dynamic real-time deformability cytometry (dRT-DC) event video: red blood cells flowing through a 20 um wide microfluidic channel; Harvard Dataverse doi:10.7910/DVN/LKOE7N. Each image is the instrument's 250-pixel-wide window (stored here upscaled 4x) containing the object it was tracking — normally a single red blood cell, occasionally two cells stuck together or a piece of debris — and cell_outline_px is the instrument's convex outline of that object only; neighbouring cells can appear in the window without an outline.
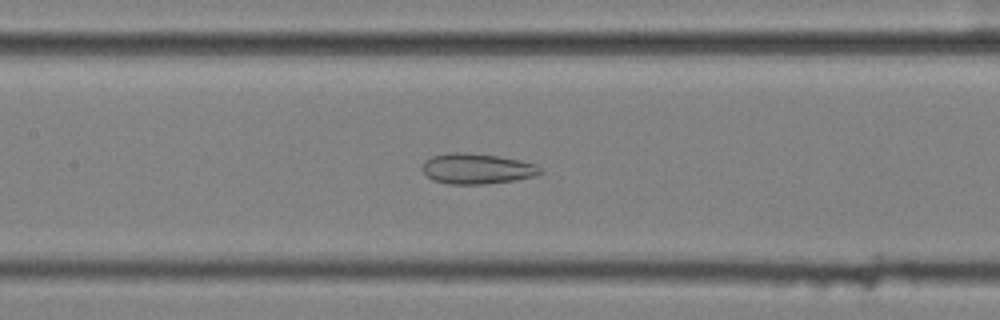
{"species": "common noctule bat (a hibernating species)", "species_latin": "Nyctalus noctula", "temperature_condition": "cold", "stored_images_in_passage": 57, "camera_frame_rate_fps": 3000, "um_per_image_px": 0.085, "animal": {"sex": "female", "body_mass_g": 25.1}, "frame": {"image": 1, "passage_image": 27, "time_ms": 8.667, "image_size_px": [1000, 320], "cell_outline_px": [[544, 172], [536, 176], [516, 180], [484, 184], [448, 184], [432, 180], [420, 168], [424, 160], [432, 156], [448, 152], [460, 152], [496, 156], [520, 160], [536, 164]], "centroid_in_image_um": [40.52, 14.34], "position_along_channel_um": 166.9, "area_um2": 21.1}}
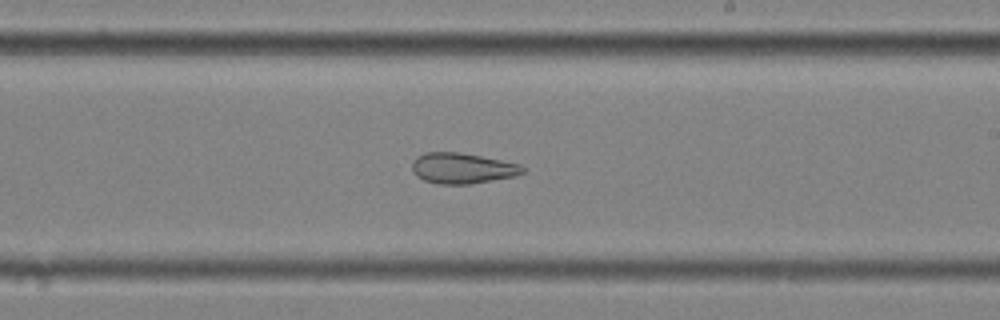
{"frame": {"image": 2, "passage_image": 34, "time_ms": 11.0, "image_size_px": [1000, 320], "cell_outline_px": [[524, 172], [516, 176], [468, 184], [440, 184], [424, 180], [416, 176], [412, 168], [412, 160], [416, 156], [424, 152], [460, 152], [520, 164], [524, 168]], "centroid_in_image_um": [39.26, 14.29], "position_along_channel_um": 249.7, "area_um2": 19.71}}
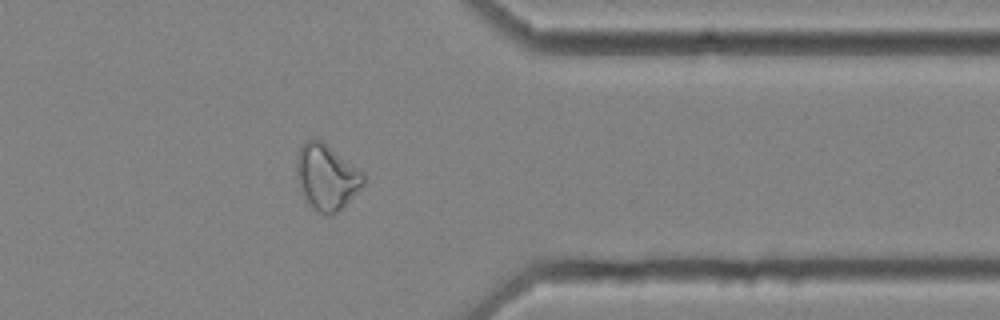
{"frame": {"image": 3, "passage_image": 46, "time_ms": 15.0, "image_size_px": [1000, 320], "cell_outline_px": [[364, 184], [332, 216], [328, 216], [312, 208], [304, 200], [296, 176], [296, 160], [300, 148], [308, 140], [320, 140], [364, 172]], "centroid_in_image_um": [27.73, 15.07], "position_along_channel_um": 383.7, "area_um2": 25.14}, "authors_computed_cell_mechanics": {"area_um2": 27.1082, "velocity_mm_per_s": 3.5592, "shape_relaxation_time_tau1_ms": null, "shape_relaxation_time_tau2_ms": 3.5887, "deformation_change_tau1": null, "deformation_change_tau2": 0.1168}}